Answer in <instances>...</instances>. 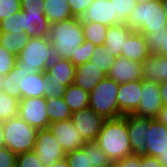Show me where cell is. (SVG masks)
I'll use <instances>...</instances> for the list:
<instances>
[{"label": "cell", "mask_w": 167, "mask_h": 167, "mask_svg": "<svg viewBox=\"0 0 167 167\" xmlns=\"http://www.w3.org/2000/svg\"><path fill=\"white\" fill-rule=\"evenodd\" d=\"M95 142L98 143L112 163L133 154L127 130L126 115L115 119H106Z\"/></svg>", "instance_id": "obj_1"}, {"label": "cell", "mask_w": 167, "mask_h": 167, "mask_svg": "<svg viewBox=\"0 0 167 167\" xmlns=\"http://www.w3.org/2000/svg\"><path fill=\"white\" fill-rule=\"evenodd\" d=\"M48 38L54 56L61 59L75 58L77 48L83 44L84 35L80 17H72L50 25Z\"/></svg>", "instance_id": "obj_2"}, {"label": "cell", "mask_w": 167, "mask_h": 167, "mask_svg": "<svg viewBox=\"0 0 167 167\" xmlns=\"http://www.w3.org/2000/svg\"><path fill=\"white\" fill-rule=\"evenodd\" d=\"M125 24L144 36L153 32L167 31V17L160 0L136 4Z\"/></svg>", "instance_id": "obj_3"}, {"label": "cell", "mask_w": 167, "mask_h": 167, "mask_svg": "<svg viewBox=\"0 0 167 167\" xmlns=\"http://www.w3.org/2000/svg\"><path fill=\"white\" fill-rule=\"evenodd\" d=\"M55 58L52 43L48 37L30 38L28 44L19 53L16 65L25 72H45Z\"/></svg>", "instance_id": "obj_4"}, {"label": "cell", "mask_w": 167, "mask_h": 167, "mask_svg": "<svg viewBox=\"0 0 167 167\" xmlns=\"http://www.w3.org/2000/svg\"><path fill=\"white\" fill-rule=\"evenodd\" d=\"M5 146L20 154L34 149L38 129L30 126L19 116L3 122Z\"/></svg>", "instance_id": "obj_5"}, {"label": "cell", "mask_w": 167, "mask_h": 167, "mask_svg": "<svg viewBox=\"0 0 167 167\" xmlns=\"http://www.w3.org/2000/svg\"><path fill=\"white\" fill-rule=\"evenodd\" d=\"M119 83L106 77L89 93V107L105 119L118 118Z\"/></svg>", "instance_id": "obj_6"}, {"label": "cell", "mask_w": 167, "mask_h": 167, "mask_svg": "<svg viewBox=\"0 0 167 167\" xmlns=\"http://www.w3.org/2000/svg\"><path fill=\"white\" fill-rule=\"evenodd\" d=\"M18 116L38 130L48 129L50 121L48 119L46 98H22L19 100Z\"/></svg>", "instance_id": "obj_7"}, {"label": "cell", "mask_w": 167, "mask_h": 167, "mask_svg": "<svg viewBox=\"0 0 167 167\" xmlns=\"http://www.w3.org/2000/svg\"><path fill=\"white\" fill-rule=\"evenodd\" d=\"M33 151L44 167L65 159L67 154L49 129L38 130Z\"/></svg>", "instance_id": "obj_8"}, {"label": "cell", "mask_w": 167, "mask_h": 167, "mask_svg": "<svg viewBox=\"0 0 167 167\" xmlns=\"http://www.w3.org/2000/svg\"><path fill=\"white\" fill-rule=\"evenodd\" d=\"M141 100L133 115L142 118L157 119L163 107L159 83L141 80Z\"/></svg>", "instance_id": "obj_9"}, {"label": "cell", "mask_w": 167, "mask_h": 167, "mask_svg": "<svg viewBox=\"0 0 167 167\" xmlns=\"http://www.w3.org/2000/svg\"><path fill=\"white\" fill-rule=\"evenodd\" d=\"M71 120L85 142H95L106 119L88 106L73 112Z\"/></svg>", "instance_id": "obj_10"}, {"label": "cell", "mask_w": 167, "mask_h": 167, "mask_svg": "<svg viewBox=\"0 0 167 167\" xmlns=\"http://www.w3.org/2000/svg\"><path fill=\"white\" fill-rule=\"evenodd\" d=\"M48 129L53 133L66 153L80 149L86 143L71 119L51 122Z\"/></svg>", "instance_id": "obj_11"}, {"label": "cell", "mask_w": 167, "mask_h": 167, "mask_svg": "<svg viewBox=\"0 0 167 167\" xmlns=\"http://www.w3.org/2000/svg\"><path fill=\"white\" fill-rule=\"evenodd\" d=\"M141 80L128 83H121L117 94L118 118L124 115L133 114L141 100Z\"/></svg>", "instance_id": "obj_12"}, {"label": "cell", "mask_w": 167, "mask_h": 167, "mask_svg": "<svg viewBox=\"0 0 167 167\" xmlns=\"http://www.w3.org/2000/svg\"><path fill=\"white\" fill-rule=\"evenodd\" d=\"M127 130L132 153L142 154L146 148L147 132L151 118H142L133 114L126 115Z\"/></svg>", "instance_id": "obj_13"}, {"label": "cell", "mask_w": 167, "mask_h": 167, "mask_svg": "<svg viewBox=\"0 0 167 167\" xmlns=\"http://www.w3.org/2000/svg\"><path fill=\"white\" fill-rule=\"evenodd\" d=\"M81 22H97L107 27L123 23L114 13L111 0H95L81 16Z\"/></svg>", "instance_id": "obj_14"}, {"label": "cell", "mask_w": 167, "mask_h": 167, "mask_svg": "<svg viewBox=\"0 0 167 167\" xmlns=\"http://www.w3.org/2000/svg\"><path fill=\"white\" fill-rule=\"evenodd\" d=\"M107 77L119 84L142 80L141 63L117 57L114 64L110 67Z\"/></svg>", "instance_id": "obj_15"}, {"label": "cell", "mask_w": 167, "mask_h": 167, "mask_svg": "<svg viewBox=\"0 0 167 167\" xmlns=\"http://www.w3.org/2000/svg\"><path fill=\"white\" fill-rule=\"evenodd\" d=\"M45 74L52 85H65L68 87L74 83L75 66L69 59L55 57L47 66Z\"/></svg>", "instance_id": "obj_16"}, {"label": "cell", "mask_w": 167, "mask_h": 167, "mask_svg": "<svg viewBox=\"0 0 167 167\" xmlns=\"http://www.w3.org/2000/svg\"><path fill=\"white\" fill-rule=\"evenodd\" d=\"M167 150V126L158 119H151L147 132L145 151L142 153L151 157H158Z\"/></svg>", "instance_id": "obj_17"}, {"label": "cell", "mask_w": 167, "mask_h": 167, "mask_svg": "<svg viewBox=\"0 0 167 167\" xmlns=\"http://www.w3.org/2000/svg\"><path fill=\"white\" fill-rule=\"evenodd\" d=\"M105 74L101 69L90 61L75 67L74 83L84 91L90 93L101 80L105 79Z\"/></svg>", "instance_id": "obj_18"}, {"label": "cell", "mask_w": 167, "mask_h": 167, "mask_svg": "<svg viewBox=\"0 0 167 167\" xmlns=\"http://www.w3.org/2000/svg\"><path fill=\"white\" fill-rule=\"evenodd\" d=\"M21 99L32 97H45L48 80L45 72L30 73L22 70Z\"/></svg>", "instance_id": "obj_19"}, {"label": "cell", "mask_w": 167, "mask_h": 167, "mask_svg": "<svg viewBox=\"0 0 167 167\" xmlns=\"http://www.w3.org/2000/svg\"><path fill=\"white\" fill-rule=\"evenodd\" d=\"M142 80L153 82L167 81V57L150 54L142 63Z\"/></svg>", "instance_id": "obj_20"}, {"label": "cell", "mask_w": 167, "mask_h": 167, "mask_svg": "<svg viewBox=\"0 0 167 167\" xmlns=\"http://www.w3.org/2000/svg\"><path fill=\"white\" fill-rule=\"evenodd\" d=\"M50 25L44 12L23 11V30L30 38L48 37Z\"/></svg>", "instance_id": "obj_21"}, {"label": "cell", "mask_w": 167, "mask_h": 167, "mask_svg": "<svg viewBox=\"0 0 167 167\" xmlns=\"http://www.w3.org/2000/svg\"><path fill=\"white\" fill-rule=\"evenodd\" d=\"M149 55L145 36L142 33L133 31L125 42L121 57L142 63Z\"/></svg>", "instance_id": "obj_22"}, {"label": "cell", "mask_w": 167, "mask_h": 167, "mask_svg": "<svg viewBox=\"0 0 167 167\" xmlns=\"http://www.w3.org/2000/svg\"><path fill=\"white\" fill-rule=\"evenodd\" d=\"M133 30L129 29L125 23L109 26L103 46L110 50L115 58L121 57L125 42Z\"/></svg>", "instance_id": "obj_23"}, {"label": "cell", "mask_w": 167, "mask_h": 167, "mask_svg": "<svg viewBox=\"0 0 167 167\" xmlns=\"http://www.w3.org/2000/svg\"><path fill=\"white\" fill-rule=\"evenodd\" d=\"M43 10L50 24L74 17L67 0H44Z\"/></svg>", "instance_id": "obj_24"}, {"label": "cell", "mask_w": 167, "mask_h": 167, "mask_svg": "<svg viewBox=\"0 0 167 167\" xmlns=\"http://www.w3.org/2000/svg\"><path fill=\"white\" fill-rule=\"evenodd\" d=\"M63 98L72 113L89 106V93L75 84L66 87Z\"/></svg>", "instance_id": "obj_25"}, {"label": "cell", "mask_w": 167, "mask_h": 167, "mask_svg": "<svg viewBox=\"0 0 167 167\" xmlns=\"http://www.w3.org/2000/svg\"><path fill=\"white\" fill-rule=\"evenodd\" d=\"M29 39L25 33L0 32V45L16 57L28 44Z\"/></svg>", "instance_id": "obj_26"}, {"label": "cell", "mask_w": 167, "mask_h": 167, "mask_svg": "<svg viewBox=\"0 0 167 167\" xmlns=\"http://www.w3.org/2000/svg\"><path fill=\"white\" fill-rule=\"evenodd\" d=\"M46 100L48 119L50 123L71 119L72 112L68 105L65 103L63 97H47Z\"/></svg>", "instance_id": "obj_27"}, {"label": "cell", "mask_w": 167, "mask_h": 167, "mask_svg": "<svg viewBox=\"0 0 167 167\" xmlns=\"http://www.w3.org/2000/svg\"><path fill=\"white\" fill-rule=\"evenodd\" d=\"M107 29V26L97 22H82L84 40L91 41L96 46H103Z\"/></svg>", "instance_id": "obj_28"}, {"label": "cell", "mask_w": 167, "mask_h": 167, "mask_svg": "<svg viewBox=\"0 0 167 167\" xmlns=\"http://www.w3.org/2000/svg\"><path fill=\"white\" fill-rule=\"evenodd\" d=\"M22 70L15 64L14 68L5 76L4 92L18 100H21Z\"/></svg>", "instance_id": "obj_29"}, {"label": "cell", "mask_w": 167, "mask_h": 167, "mask_svg": "<svg viewBox=\"0 0 167 167\" xmlns=\"http://www.w3.org/2000/svg\"><path fill=\"white\" fill-rule=\"evenodd\" d=\"M145 38L150 54L167 57V31L153 32Z\"/></svg>", "instance_id": "obj_30"}, {"label": "cell", "mask_w": 167, "mask_h": 167, "mask_svg": "<svg viewBox=\"0 0 167 167\" xmlns=\"http://www.w3.org/2000/svg\"><path fill=\"white\" fill-rule=\"evenodd\" d=\"M115 57L109 49L102 45L96 46L93 55L90 57V62L101 69L105 74H108L110 67L115 62Z\"/></svg>", "instance_id": "obj_31"}, {"label": "cell", "mask_w": 167, "mask_h": 167, "mask_svg": "<svg viewBox=\"0 0 167 167\" xmlns=\"http://www.w3.org/2000/svg\"><path fill=\"white\" fill-rule=\"evenodd\" d=\"M85 151H90L91 167H113V163L96 142H86Z\"/></svg>", "instance_id": "obj_32"}, {"label": "cell", "mask_w": 167, "mask_h": 167, "mask_svg": "<svg viewBox=\"0 0 167 167\" xmlns=\"http://www.w3.org/2000/svg\"><path fill=\"white\" fill-rule=\"evenodd\" d=\"M19 111V100L7 95L5 92L0 93V120L6 121L17 117Z\"/></svg>", "instance_id": "obj_33"}, {"label": "cell", "mask_w": 167, "mask_h": 167, "mask_svg": "<svg viewBox=\"0 0 167 167\" xmlns=\"http://www.w3.org/2000/svg\"><path fill=\"white\" fill-rule=\"evenodd\" d=\"M0 32L24 33L23 30V11L12 14L0 21Z\"/></svg>", "instance_id": "obj_34"}, {"label": "cell", "mask_w": 167, "mask_h": 167, "mask_svg": "<svg viewBox=\"0 0 167 167\" xmlns=\"http://www.w3.org/2000/svg\"><path fill=\"white\" fill-rule=\"evenodd\" d=\"M65 158L70 167H91L90 151L83 147L67 152Z\"/></svg>", "instance_id": "obj_35"}, {"label": "cell", "mask_w": 167, "mask_h": 167, "mask_svg": "<svg viewBox=\"0 0 167 167\" xmlns=\"http://www.w3.org/2000/svg\"><path fill=\"white\" fill-rule=\"evenodd\" d=\"M96 45L91 41L84 40L83 44L77 48L75 52V58H70L71 63L76 67L81 64H85L90 60V57L93 55Z\"/></svg>", "instance_id": "obj_36"}, {"label": "cell", "mask_w": 167, "mask_h": 167, "mask_svg": "<svg viewBox=\"0 0 167 167\" xmlns=\"http://www.w3.org/2000/svg\"><path fill=\"white\" fill-rule=\"evenodd\" d=\"M113 2L114 13L125 23L133 8L137 4V0H111Z\"/></svg>", "instance_id": "obj_37"}, {"label": "cell", "mask_w": 167, "mask_h": 167, "mask_svg": "<svg viewBox=\"0 0 167 167\" xmlns=\"http://www.w3.org/2000/svg\"><path fill=\"white\" fill-rule=\"evenodd\" d=\"M16 167H44L37 154L32 150L16 155Z\"/></svg>", "instance_id": "obj_38"}, {"label": "cell", "mask_w": 167, "mask_h": 167, "mask_svg": "<svg viewBox=\"0 0 167 167\" xmlns=\"http://www.w3.org/2000/svg\"><path fill=\"white\" fill-rule=\"evenodd\" d=\"M17 57L0 45V74L6 76L15 66Z\"/></svg>", "instance_id": "obj_39"}, {"label": "cell", "mask_w": 167, "mask_h": 167, "mask_svg": "<svg viewBox=\"0 0 167 167\" xmlns=\"http://www.w3.org/2000/svg\"><path fill=\"white\" fill-rule=\"evenodd\" d=\"M21 10V0H0V21Z\"/></svg>", "instance_id": "obj_40"}, {"label": "cell", "mask_w": 167, "mask_h": 167, "mask_svg": "<svg viewBox=\"0 0 167 167\" xmlns=\"http://www.w3.org/2000/svg\"><path fill=\"white\" fill-rule=\"evenodd\" d=\"M95 0H67L74 17H80Z\"/></svg>", "instance_id": "obj_41"}, {"label": "cell", "mask_w": 167, "mask_h": 167, "mask_svg": "<svg viewBox=\"0 0 167 167\" xmlns=\"http://www.w3.org/2000/svg\"><path fill=\"white\" fill-rule=\"evenodd\" d=\"M0 167H16V154L6 146L0 147Z\"/></svg>", "instance_id": "obj_42"}, {"label": "cell", "mask_w": 167, "mask_h": 167, "mask_svg": "<svg viewBox=\"0 0 167 167\" xmlns=\"http://www.w3.org/2000/svg\"><path fill=\"white\" fill-rule=\"evenodd\" d=\"M113 167H141V154H131L113 163Z\"/></svg>", "instance_id": "obj_43"}, {"label": "cell", "mask_w": 167, "mask_h": 167, "mask_svg": "<svg viewBox=\"0 0 167 167\" xmlns=\"http://www.w3.org/2000/svg\"><path fill=\"white\" fill-rule=\"evenodd\" d=\"M44 0H21V10L29 12H44Z\"/></svg>", "instance_id": "obj_44"}, {"label": "cell", "mask_w": 167, "mask_h": 167, "mask_svg": "<svg viewBox=\"0 0 167 167\" xmlns=\"http://www.w3.org/2000/svg\"><path fill=\"white\" fill-rule=\"evenodd\" d=\"M65 90H66L65 85H52V83H50L48 81V87H46L45 98H47V97H52V98L63 97Z\"/></svg>", "instance_id": "obj_45"}, {"label": "cell", "mask_w": 167, "mask_h": 167, "mask_svg": "<svg viewBox=\"0 0 167 167\" xmlns=\"http://www.w3.org/2000/svg\"><path fill=\"white\" fill-rule=\"evenodd\" d=\"M141 167H164L157 157L141 154Z\"/></svg>", "instance_id": "obj_46"}, {"label": "cell", "mask_w": 167, "mask_h": 167, "mask_svg": "<svg viewBox=\"0 0 167 167\" xmlns=\"http://www.w3.org/2000/svg\"><path fill=\"white\" fill-rule=\"evenodd\" d=\"M159 90L163 106H167V81L159 83Z\"/></svg>", "instance_id": "obj_47"}, {"label": "cell", "mask_w": 167, "mask_h": 167, "mask_svg": "<svg viewBox=\"0 0 167 167\" xmlns=\"http://www.w3.org/2000/svg\"><path fill=\"white\" fill-rule=\"evenodd\" d=\"M157 119L167 126V106L162 107Z\"/></svg>", "instance_id": "obj_48"}, {"label": "cell", "mask_w": 167, "mask_h": 167, "mask_svg": "<svg viewBox=\"0 0 167 167\" xmlns=\"http://www.w3.org/2000/svg\"><path fill=\"white\" fill-rule=\"evenodd\" d=\"M157 158L164 167H167V150L161 153Z\"/></svg>", "instance_id": "obj_49"}, {"label": "cell", "mask_w": 167, "mask_h": 167, "mask_svg": "<svg viewBox=\"0 0 167 167\" xmlns=\"http://www.w3.org/2000/svg\"><path fill=\"white\" fill-rule=\"evenodd\" d=\"M48 167H70V166H69L68 161L65 158L63 160H60V161L48 166Z\"/></svg>", "instance_id": "obj_50"}, {"label": "cell", "mask_w": 167, "mask_h": 167, "mask_svg": "<svg viewBox=\"0 0 167 167\" xmlns=\"http://www.w3.org/2000/svg\"><path fill=\"white\" fill-rule=\"evenodd\" d=\"M4 130H3V121L0 120V147L5 146V141H4Z\"/></svg>", "instance_id": "obj_51"}, {"label": "cell", "mask_w": 167, "mask_h": 167, "mask_svg": "<svg viewBox=\"0 0 167 167\" xmlns=\"http://www.w3.org/2000/svg\"><path fill=\"white\" fill-rule=\"evenodd\" d=\"M4 80H5V76L0 74V93L4 92L3 90V85L5 84Z\"/></svg>", "instance_id": "obj_52"}, {"label": "cell", "mask_w": 167, "mask_h": 167, "mask_svg": "<svg viewBox=\"0 0 167 167\" xmlns=\"http://www.w3.org/2000/svg\"><path fill=\"white\" fill-rule=\"evenodd\" d=\"M162 2L163 8L165 10L166 13V17H167V0H160Z\"/></svg>", "instance_id": "obj_53"}, {"label": "cell", "mask_w": 167, "mask_h": 167, "mask_svg": "<svg viewBox=\"0 0 167 167\" xmlns=\"http://www.w3.org/2000/svg\"><path fill=\"white\" fill-rule=\"evenodd\" d=\"M149 1H153V0H137L138 4H143V3H147Z\"/></svg>", "instance_id": "obj_54"}]
</instances>
